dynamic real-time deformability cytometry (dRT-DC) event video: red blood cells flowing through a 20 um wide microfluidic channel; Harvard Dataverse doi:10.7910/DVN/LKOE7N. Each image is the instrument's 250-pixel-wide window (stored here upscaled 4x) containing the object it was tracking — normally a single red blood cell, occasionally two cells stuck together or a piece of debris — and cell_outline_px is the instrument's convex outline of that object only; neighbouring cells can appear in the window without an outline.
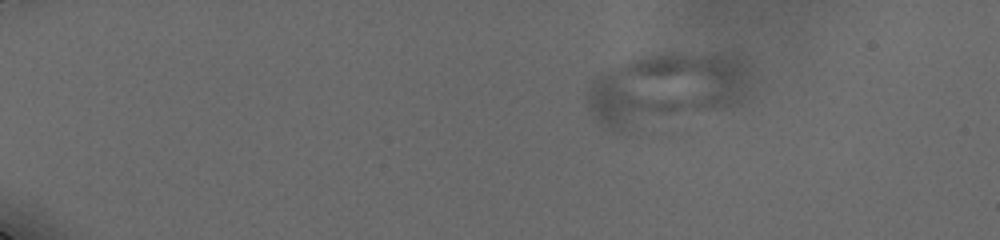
{"species": "human", "species_latin": "Homo sapiens", "temperature_condition": "cold", "stored_images_in_passage": 60, "camera_frame_rate_fps": 3000, "um_per_image_px": 0.085, "donor": {"sex": "male"}, "frame": {"image": 1, "passage_image": 12, "time_ms": 3.667, "image_size_px": [1000, 240], "cell_outline_px": [[748, 100], [744, 104], [628, 136], [624, 136], [608, 128], [596, 120], [592, 116], [588, 108], [588, 84], [596, 76], [628, 60], [648, 56], [720, 56], [736, 60], [740, 64], [748, 88]], "centroid_in_image_um": [56.5, 7.78], "position_along_channel_um": 28.5, "area_um2": 69.36}}